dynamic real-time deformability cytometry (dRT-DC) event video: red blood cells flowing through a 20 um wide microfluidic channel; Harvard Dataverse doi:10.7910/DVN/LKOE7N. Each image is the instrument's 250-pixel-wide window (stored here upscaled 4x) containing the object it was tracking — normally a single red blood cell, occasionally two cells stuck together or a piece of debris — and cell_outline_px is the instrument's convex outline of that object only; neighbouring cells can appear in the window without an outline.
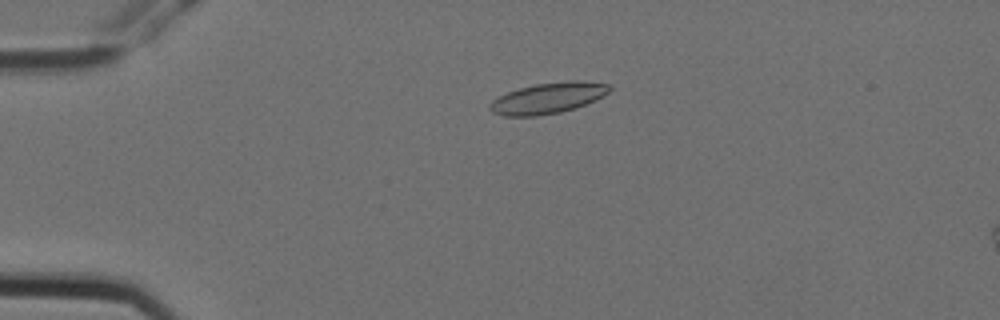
{"species": "Egyptian fruit bat (a non-hibernating species)", "species_latin": "Rousettus aegyptiacus", "temperature_condition": "cold", "stored_images_in_passage": 6, "camera_frame_rate_fps": 3000, "um_per_image_px": 0.085, "animal": {"sex": "female"}, "frame": {"image": 1, "passage_image": 4, "time_ms": 1.0, "image_size_px": [1000, 320], "cell_outline_px": [[612, 88], [608, 92], [596, 100], [576, 108], [560, 112], [536, 116], [504, 116], [492, 112], [488, 108], [488, 104], [492, 100], [508, 92], [520, 88], [536, 84], [568, 80], [584, 80], [612, 84]], "centroid_in_image_um": [46.61, 8.33], "position_along_channel_um": 38.4, "area_um2": 21.73}}